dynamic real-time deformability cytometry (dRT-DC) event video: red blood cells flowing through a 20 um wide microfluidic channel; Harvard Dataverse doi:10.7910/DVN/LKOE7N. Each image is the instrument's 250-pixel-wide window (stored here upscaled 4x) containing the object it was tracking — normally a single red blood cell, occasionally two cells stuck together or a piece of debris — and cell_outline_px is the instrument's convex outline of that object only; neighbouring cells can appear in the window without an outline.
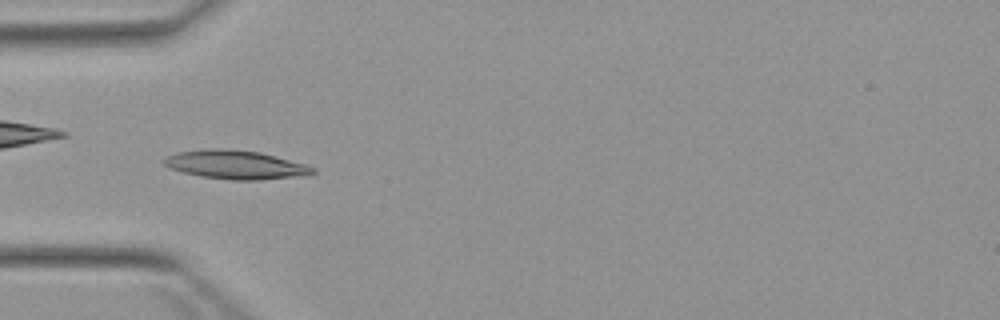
{"species": "Egyptian fruit bat (a non-hibernating species)", "species_latin": "Rousettus aegyptiacus", "temperature_condition": "warm", "stored_images_in_passage": 8, "camera_frame_rate_fps": 3000, "um_per_image_px": 0.085, "animal": {"sex": "female"}, "frame": {"image": 1, "passage_image": 5, "time_ms": 5.667, "image_size_px": [1000, 320], "cell_outline_px": [[316, 172], [308, 176], [260, 180], [232, 180], [200, 176], [168, 168], [160, 160], [176, 152], [204, 148], [228, 148], [260, 152], [308, 164], [316, 168]], "centroid_in_image_um": [20.07, 14.0], "position_along_channel_um": 64.9, "area_um2": 25.49}}
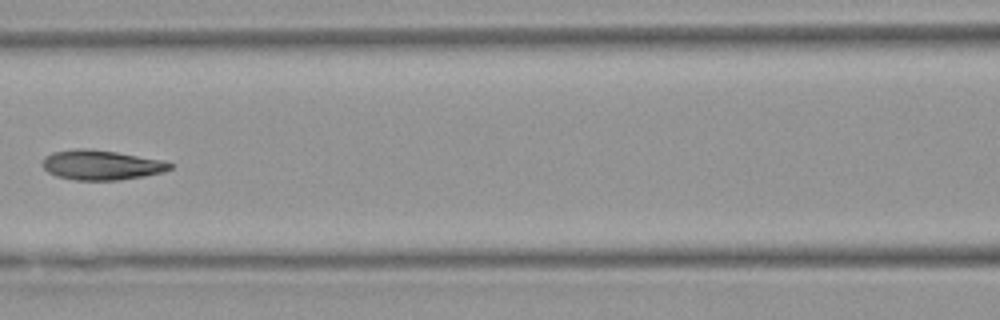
{"frame": {"image": 2, "passage_image": 7, "time_ms": 8.0, "image_size_px": [1000, 320], "cell_outline_px": [[172, 168], [164, 172], [144, 176], [120, 180], [76, 180], [56, 176], [48, 172], [44, 168], [44, 156], [52, 152], [80, 148], [88, 148], [116, 152], [164, 160], [172, 164]], "centroid_in_image_um": [8.63, 14.02], "position_along_channel_um": 158.0, "area_um2": 22.14}}
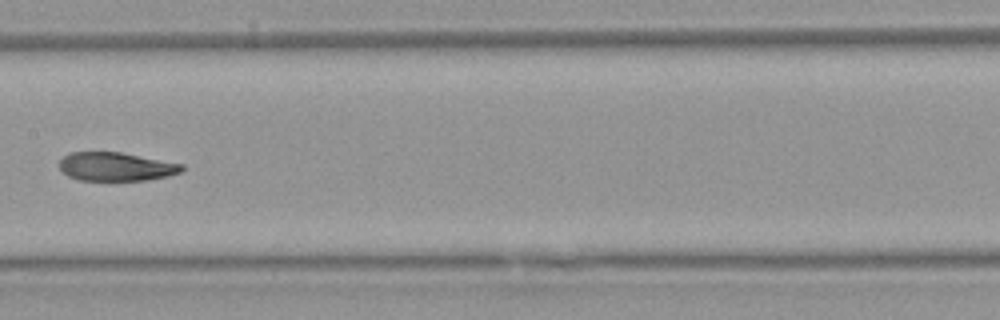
{"frame": {"image": 3, "passage_image": 8, "time_ms": 9.0, "image_size_px": [1000, 320], "cell_outline_px": [[184, 168], [180, 172], [168, 176], [148, 180], [80, 180], [68, 176], [60, 168], [60, 160], [68, 152], [120, 152], [184, 164]], "centroid_in_image_um": [9.87, 14.16], "position_along_channel_um": 197.5, "area_um2": 20.35}}